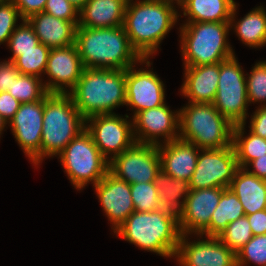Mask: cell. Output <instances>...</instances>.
I'll use <instances>...</instances> for the list:
<instances>
[{"instance_id": "33", "label": "cell", "mask_w": 266, "mask_h": 266, "mask_svg": "<svg viewBox=\"0 0 266 266\" xmlns=\"http://www.w3.org/2000/svg\"><path fill=\"white\" fill-rule=\"evenodd\" d=\"M131 198L138 212H151L161 208L158 191L154 182L130 184Z\"/></svg>"}, {"instance_id": "35", "label": "cell", "mask_w": 266, "mask_h": 266, "mask_svg": "<svg viewBox=\"0 0 266 266\" xmlns=\"http://www.w3.org/2000/svg\"><path fill=\"white\" fill-rule=\"evenodd\" d=\"M252 68L251 74L246 77L248 102L262 103L266 101V61L258 62Z\"/></svg>"}, {"instance_id": "44", "label": "cell", "mask_w": 266, "mask_h": 266, "mask_svg": "<svg viewBox=\"0 0 266 266\" xmlns=\"http://www.w3.org/2000/svg\"><path fill=\"white\" fill-rule=\"evenodd\" d=\"M248 166H252L253 170L250 171ZM245 169L249 173L256 175L258 178L266 180V154L251 161Z\"/></svg>"}, {"instance_id": "7", "label": "cell", "mask_w": 266, "mask_h": 266, "mask_svg": "<svg viewBox=\"0 0 266 266\" xmlns=\"http://www.w3.org/2000/svg\"><path fill=\"white\" fill-rule=\"evenodd\" d=\"M229 22H191L181 29L184 66L216 64L234 56L227 35Z\"/></svg>"}, {"instance_id": "24", "label": "cell", "mask_w": 266, "mask_h": 266, "mask_svg": "<svg viewBox=\"0 0 266 266\" xmlns=\"http://www.w3.org/2000/svg\"><path fill=\"white\" fill-rule=\"evenodd\" d=\"M241 202L245 215L266 209V180L238 168L229 186Z\"/></svg>"}, {"instance_id": "12", "label": "cell", "mask_w": 266, "mask_h": 266, "mask_svg": "<svg viewBox=\"0 0 266 266\" xmlns=\"http://www.w3.org/2000/svg\"><path fill=\"white\" fill-rule=\"evenodd\" d=\"M123 118L115 113L98 114L85 119V129L90 133L93 142L99 149L100 153L108 160L107 155L113 154L115 157L134 143L133 122H129L125 115Z\"/></svg>"}, {"instance_id": "37", "label": "cell", "mask_w": 266, "mask_h": 266, "mask_svg": "<svg viewBox=\"0 0 266 266\" xmlns=\"http://www.w3.org/2000/svg\"><path fill=\"white\" fill-rule=\"evenodd\" d=\"M21 16L12 1L0 4V44L7 42L16 28V22Z\"/></svg>"}, {"instance_id": "26", "label": "cell", "mask_w": 266, "mask_h": 266, "mask_svg": "<svg viewBox=\"0 0 266 266\" xmlns=\"http://www.w3.org/2000/svg\"><path fill=\"white\" fill-rule=\"evenodd\" d=\"M154 183L158 191L161 209L168 210L178 216L183 211L185 200L190 192L189 182L175 179L160 169L156 174Z\"/></svg>"}, {"instance_id": "23", "label": "cell", "mask_w": 266, "mask_h": 266, "mask_svg": "<svg viewBox=\"0 0 266 266\" xmlns=\"http://www.w3.org/2000/svg\"><path fill=\"white\" fill-rule=\"evenodd\" d=\"M128 0H88L79 11L78 26L107 28L123 26Z\"/></svg>"}, {"instance_id": "19", "label": "cell", "mask_w": 266, "mask_h": 266, "mask_svg": "<svg viewBox=\"0 0 266 266\" xmlns=\"http://www.w3.org/2000/svg\"><path fill=\"white\" fill-rule=\"evenodd\" d=\"M94 187L104 213L115 231L135 211L130 184L108 172Z\"/></svg>"}, {"instance_id": "5", "label": "cell", "mask_w": 266, "mask_h": 266, "mask_svg": "<svg viewBox=\"0 0 266 266\" xmlns=\"http://www.w3.org/2000/svg\"><path fill=\"white\" fill-rule=\"evenodd\" d=\"M42 121L40 162L59 155L86 125L68 93H49L44 98Z\"/></svg>"}, {"instance_id": "48", "label": "cell", "mask_w": 266, "mask_h": 266, "mask_svg": "<svg viewBox=\"0 0 266 266\" xmlns=\"http://www.w3.org/2000/svg\"><path fill=\"white\" fill-rule=\"evenodd\" d=\"M9 1H12V0H0V4H2V3H7V2H9Z\"/></svg>"}, {"instance_id": "28", "label": "cell", "mask_w": 266, "mask_h": 266, "mask_svg": "<svg viewBox=\"0 0 266 266\" xmlns=\"http://www.w3.org/2000/svg\"><path fill=\"white\" fill-rule=\"evenodd\" d=\"M245 215L243 206L237 195L229 188H225L215 211L211 215L209 227L199 236L217 237L229 223Z\"/></svg>"}, {"instance_id": "14", "label": "cell", "mask_w": 266, "mask_h": 266, "mask_svg": "<svg viewBox=\"0 0 266 266\" xmlns=\"http://www.w3.org/2000/svg\"><path fill=\"white\" fill-rule=\"evenodd\" d=\"M186 237V238H185ZM188 235H181L175 254L181 266H237L236 253L218 237L188 242Z\"/></svg>"}, {"instance_id": "10", "label": "cell", "mask_w": 266, "mask_h": 266, "mask_svg": "<svg viewBox=\"0 0 266 266\" xmlns=\"http://www.w3.org/2000/svg\"><path fill=\"white\" fill-rule=\"evenodd\" d=\"M161 169L158 146L135 142L121 154L109 159L108 172L128 184L154 182Z\"/></svg>"}, {"instance_id": "22", "label": "cell", "mask_w": 266, "mask_h": 266, "mask_svg": "<svg viewBox=\"0 0 266 266\" xmlns=\"http://www.w3.org/2000/svg\"><path fill=\"white\" fill-rule=\"evenodd\" d=\"M39 40L49 48L67 47L75 44L79 21H67L45 12L32 15L27 19Z\"/></svg>"}, {"instance_id": "20", "label": "cell", "mask_w": 266, "mask_h": 266, "mask_svg": "<svg viewBox=\"0 0 266 266\" xmlns=\"http://www.w3.org/2000/svg\"><path fill=\"white\" fill-rule=\"evenodd\" d=\"M159 144L161 169L175 179L188 181L196 168L199 148L190 142L176 139Z\"/></svg>"}, {"instance_id": "40", "label": "cell", "mask_w": 266, "mask_h": 266, "mask_svg": "<svg viewBox=\"0 0 266 266\" xmlns=\"http://www.w3.org/2000/svg\"><path fill=\"white\" fill-rule=\"evenodd\" d=\"M21 103L8 91L0 92V115L9 123L15 116Z\"/></svg>"}, {"instance_id": "4", "label": "cell", "mask_w": 266, "mask_h": 266, "mask_svg": "<svg viewBox=\"0 0 266 266\" xmlns=\"http://www.w3.org/2000/svg\"><path fill=\"white\" fill-rule=\"evenodd\" d=\"M143 250L174 257L180 240L178 216L168 210L134 211L113 231Z\"/></svg>"}, {"instance_id": "25", "label": "cell", "mask_w": 266, "mask_h": 266, "mask_svg": "<svg viewBox=\"0 0 266 266\" xmlns=\"http://www.w3.org/2000/svg\"><path fill=\"white\" fill-rule=\"evenodd\" d=\"M234 0H186L183 15L191 22H229Z\"/></svg>"}, {"instance_id": "34", "label": "cell", "mask_w": 266, "mask_h": 266, "mask_svg": "<svg viewBox=\"0 0 266 266\" xmlns=\"http://www.w3.org/2000/svg\"><path fill=\"white\" fill-rule=\"evenodd\" d=\"M236 257L237 266H245L251 261L259 266H266V234L253 236L236 253Z\"/></svg>"}, {"instance_id": "1", "label": "cell", "mask_w": 266, "mask_h": 266, "mask_svg": "<svg viewBox=\"0 0 266 266\" xmlns=\"http://www.w3.org/2000/svg\"><path fill=\"white\" fill-rule=\"evenodd\" d=\"M75 45L84 68L126 70L132 65L146 63L131 46L123 26L88 28L77 26Z\"/></svg>"}, {"instance_id": "6", "label": "cell", "mask_w": 266, "mask_h": 266, "mask_svg": "<svg viewBox=\"0 0 266 266\" xmlns=\"http://www.w3.org/2000/svg\"><path fill=\"white\" fill-rule=\"evenodd\" d=\"M179 110V139L201 149H221L232 145V125L213 103H188Z\"/></svg>"}, {"instance_id": "39", "label": "cell", "mask_w": 266, "mask_h": 266, "mask_svg": "<svg viewBox=\"0 0 266 266\" xmlns=\"http://www.w3.org/2000/svg\"><path fill=\"white\" fill-rule=\"evenodd\" d=\"M17 7L22 20H27L34 14L43 12L47 0H12Z\"/></svg>"}, {"instance_id": "41", "label": "cell", "mask_w": 266, "mask_h": 266, "mask_svg": "<svg viewBox=\"0 0 266 266\" xmlns=\"http://www.w3.org/2000/svg\"><path fill=\"white\" fill-rule=\"evenodd\" d=\"M19 74L12 61L0 62V92L8 91Z\"/></svg>"}, {"instance_id": "29", "label": "cell", "mask_w": 266, "mask_h": 266, "mask_svg": "<svg viewBox=\"0 0 266 266\" xmlns=\"http://www.w3.org/2000/svg\"><path fill=\"white\" fill-rule=\"evenodd\" d=\"M245 124H238L233 127L232 146L234 148L239 168H246L247 165L266 154V139L250 135L243 137Z\"/></svg>"}, {"instance_id": "42", "label": "cell", "mask_w": 266, "mask_h": 266, "mask_svg": "<svg viewBox=\"0 0 266 266\" xmlns=\"http://www.w3.org/2000/svg\"><path fill=\"white\" fill-rule=\"evenodd\" d=\"M260 107V108H259ZM251 115L250 132L266 139V105L259 106Z\"/></svg>"}, {"instance_id": "15", "label": "cell", "mask_w": 266, "mask_h": 266, "mask_svg": "<svg viewBox=\"0 0 266 266\" xmlns=\"http://www.w3.org/2000/svg\"><path fill=\"white\" fill-rule=\"evenodd\" d=\"M44 99L21 103L9 124L12 133L32 163H40Z\"/></svg>"}, {"instance_id": "30", "label": "cell", "mask_w": 266, "mask_h": 266, "mask_svg": "<svg viewBox=\"0 0 266 266\" xmlns=\"http://www.w3.org/2000/svg\"><path fill=\"white\" fill-rule=\"evenodd\" d=\"M51 48L38 43L34 49L28 51H12V61L22 75H33L40 78L45 72Z\"/></svg>"}, {"instance_id": "3", "label": "cell", "mask_w": 266, "mask_h": 266, "mask_svg": "<svg viewBox=\"0 0 266 266\" xmlns=\"http://www.w3.org/2000/svg\"><path fill=\"white\" fill-rule=\"evenodd\" d=\"M68 94L85 119L112 114L114 108L126 103V70L84 68Z\"/></svg>"}, {"instance_id": "36", "label": "cell", "mask_w": 266, "mask_h": 266, "mask_svg": "<svg viewBox=\"0 0 266 266\" xmlns=\"http://www.w3.org/2000/svg\"><path fill=\"white\" fill-rule=\"evenodd\" d=\"M22 22V25L20 24L15 28L8 40L7 44L11 51H28L34 49L39 43L33 27L29 22L27 20H23Z\"/></svg>"}, {"instance_id": "16", "label": "cell", "mask_w": 266, "mask_h": 266, "mask_svg": "<svg viewBox=\"0 0 266 266\" xmlns=\"http://www.w3.org/2000/svg\"><path fill=\"white\" fill-rule=\"evenodd\" d=\"M224 189L211 187L190 190L183 211L178 215L181 235H201L209 227L211 215L218 206Z\"/></svg>"}, {"instance_id": "8", "label": "cell", "mask_w": 266, "mask_h": 266, "mask_svg": "<svg viewBox=\"0 0 266 266\" xmlns=\"http://www.w3.org/2000/svg\"><path fill=\"white\" fill-rule=\"evenodd\" d=\"M59 157L71 184L78 190L90 182L95 186L108 173L109 160L100 153L86 129L64 148Z\"/></svg>"}, {"instance_id": "31", "label": "cell", "mask_w": 266, "mask_h": 266, "mask_svg": "<svg viewBox=\"0 0 266 266\" xmlns=\"http://www.w3.org/2000/svg\"><path fill=\"white\" fill-rule=\"evenodd\" d=\"M8 92L20 103L34 102L44 99L49 92L42 80L33 75L19 74Z\"/></svg>"}, {"instance_id": "17", "label": "cell", "mask_w": 266, "mask_h": 266, "mask_svg": "<svg viewBox=\"0 0 266 266\" xmlns=\"http://www.w3.org/2000/svg\"><path fill=\"white\" fill-rule=\"evenodd\" d=\"M126 69V103L135 109L133 117L142 110L165 104V89L162 80L152 70Z\"/></svg>"}, {"instance_id": "32", "label": "cell", "mask_w": 266, "mask_h": 266, "mask_svg": "<svg viewBox=\"0 0 266 266\" xmlns=\"http://www.w3.org/2000/svg\"><path fill=\"white\" fill-rule=\"evenodd\" d=\"M217 237L222 243L237 253L253 237L247 216L244 215L229 223Z\"/></svg>"}, {"instance_id": "43", "label": "cell", "mask_w": 266, "mask_h": 266, "mask_svg": "<svg viewBox=\"0 0 266 266\" xmlns=\"http://www.w3.org/2000/svg\"><path fill=\"white\" fill-rule=\"evenodd\" d=\"M253 232V236L266 234V209L246 215Z\"/></svg>"}, {"instance_id": "38", "label": "cell", "mask_w": 266, "mask_h": 266, "mask_svg": "<svg viewBox=\"0 0 266 266\" xmlns=\"http://www.w3.org/2000/svg\"><path fill=\"white\" fill-rule=\"evenodd\" d=\"M43 12L59 19L79 21V10L68 0H47Z\"/></svg>"}, {"instance_id": "11", "label": "cell", "mask_w": 266, "mask_h": 266, "mask_svg": "<svg viewBox=\"0 0 266 266\" xmlns=\"http://www.w3.org/2000/svg\"><path fill=\"white\" fill-rule=\"evenodd\" d=\"M199 151L196 168L189 180L190 190L229 188L239 168L233 146Z\"/></svg>"}, {"instance_id": "21", "label": "cell", "mask_w": 266, "mask_h": 266, "mask_svg": "<svg viewBox=\"0 0 266 266\" xmlns=\"http://www.w3.org/2000/svg\"><path fill=\"white\" fill-rule=\"evenodd\" d=\"M184 67L181 92L189 98V103H213L219 82V63Z\"/></svg>"}, {"instance_id": "18", "label": "cell", "mask_w": 266, "mask_h": 266, "mask_svg": "<svg viewBox=\"0 0 266 266\" xmlns=\"http://www.w3.org/2000/svg\"><path fill=\"white\" fill-rule=\"evenodd\" d=\"M84 67L75 44L51 48L44 74L50 80L44 83L49 93H68L81 77Z\"/></svg>"}, {"instance_id": "27", "label": "cell", "mask_w": 266, "mask_h": 266, "mask_svg": "<svg viewBox=\"0 0 266 266\" xmlns=\"http://www.w3.org/2000/svg\"><path fill=\"white\" fill-rule=\"evenodd\" d=\"M237 5L232 11L229 25L233 26L237 36L245 45L262 47L266 44V11L262 6L250 11L243 19L235 23Z\"/></svg>"}, {"instance_id": "2", "label": "cell", "mask_w": 266, "mask_h": 266, "mask_svg": "<svg viewBox=\"0 0 266 266\" xmlns=\"http://www.w3.org/2000/svg\"><path fill=\"white\" fill-rule=\"evenodd\" d=\"M131 1L126 5L123 27L131 46L142 58H149L158 50L179 15L174 7L159 1Z\"/></svg>"}, {"instance_id": "9", "label": "cell", "mask_w": 266, "mask_h": 266, "mask_svg": "<svg viewBox=\"0 0 266 266\" xmlns=\"http://www.w3.org/2000/svg\"><path fill=\"white\" fill-rule=\"evenodd\" d=\"M248 103L246 76L234 55L219 63V82L213 105L235 126L246 123Z\"/></svg>"}, {"instance_id": "46", "label": "cell", "mask_w": 266, "mask_h": 266, "mask_svg": "<svg viewBox=\"0 0 266 266\" xmlns=\"http://www.w3.org/2000/svg\"><path fill=\"white\" fill-rule=\"evenodd\" d=\"M68 1L80 11L88 0H68Z\"/></svg>"}, {"instance_id": "13", "label": "cell", "mask_w": 266, "mask_h": 266, "mask_svg": "<svg viewBox=\"0 0 266 266\" xmlns=\"http://www.w3.org/2000/svg\"><path fill=\"white\" fill-rule=\"evenodd\" d=\"M175 113L166 103L138 112L132 118L135 142L159 145V136H164L163 143L179 139V111Z\"/></svg>"}, {"instance_id": "45", "label": "cell", "mask_w": 266, "mask_h": 266, "mask_svg": "<svg viewBox=\"0 0 266 266\" xmlns=\"http://www.w3.org/2000/svg\"><path fill=\"white\" fill-rule=\"evenodd\" d=\"M155 1H159V2H161V3H164V4H168V5H170V6H174L173 5V2L175 1L176 2V4L178 5V6H181V8L185 5V3H186V0H155Z\"/></svg>"}, {"instance_id": "47", "label": "cell", "mask_w": 266, "mask_h": 266, "mask_svg": "<svg viewBox=\"0 0 266 266\" xmlns=\"http://www.w3.org/2000/svg\"><path fill=\"white\" fill-rule=\"evenodd\" d=\"M7 121L0 115V135L2 134V130H4V127L7 125Z\"/></svg>"}]
</instances>
